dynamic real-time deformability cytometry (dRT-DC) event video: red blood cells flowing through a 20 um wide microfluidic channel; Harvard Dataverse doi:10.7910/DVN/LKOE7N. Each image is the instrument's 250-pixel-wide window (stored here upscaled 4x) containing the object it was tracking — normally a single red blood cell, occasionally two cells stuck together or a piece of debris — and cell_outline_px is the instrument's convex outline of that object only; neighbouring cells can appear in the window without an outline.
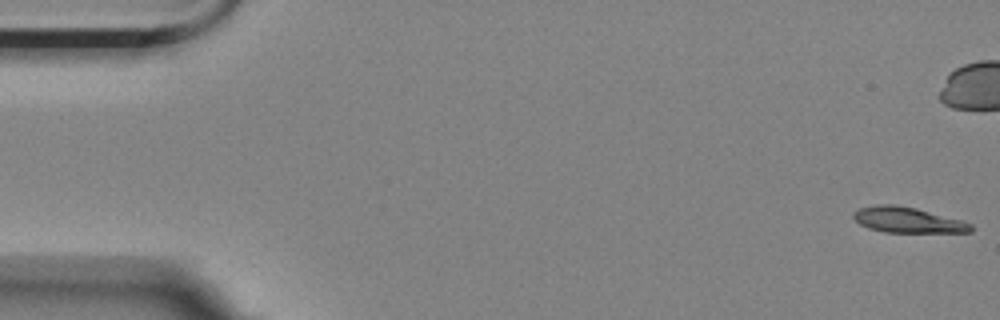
{"species": "Egyptian fruit bat (a non-hibernating species)", "species_latin": "Rousettus aegyptiacus", "temperature_condition": "room temperature", "stored_images_in_passage": 58, "camera_frame_rate_fps": 3000, "um_per_image_px": 0.085, "animal": {"sex": "female"}, "frame": {"image": 1, "passage_image": 1, "time_ms": 0.0, "image_size_px": [1000, 320], "cell_outline_px": [[972, 232], [884, 232], [868, 228], [860, 224], [852, 216], [852, 212], [860, 208], [876, 204], [896, 204], [916, 208], [964, 220], [972, 224]], "centroid_in_image_um": [77.15, 18.69], "position_along_channel_um": 7.8, "area_um2": 17.63}}
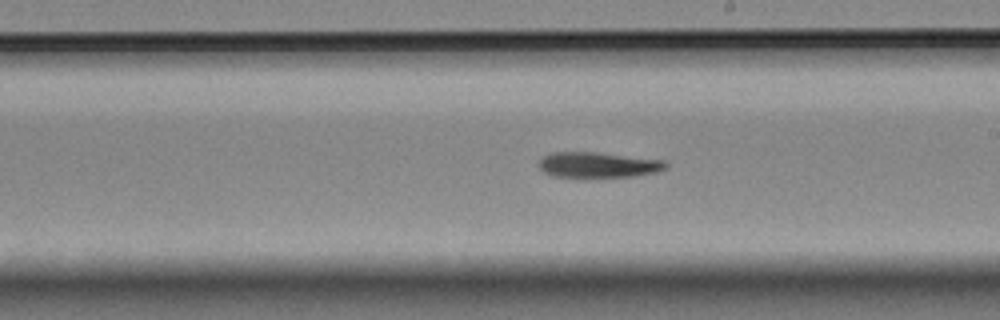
{"frame": {"image": 2, "passage_image": 32, "time_ms": 10.333, "image_size_px": [1000, 320], "cell_outline_px": [[668, 168], [656, 172], [632, 176], [552, 176], [544, 172], [540, 168], [540, 160], [544, 156], [552, 152], [596, 152], [664, 160], [668, 164]], "centroid_in_image_um": [50.87, 14.0], "position_along_channel_um": 238.1, "area_um2": 18.5}}
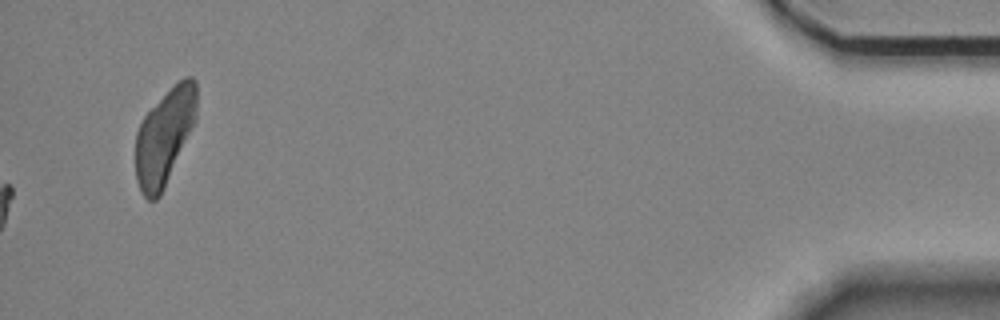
{"frame": {"image": 3, "passage_image": 58, "time_ms": 19.0, "image_size_px": [1000, 320], "cell_outline_px": [[196, 120], [164, 188], [160, 196], [156, 200], [148, 200], [140, 192], [136, 180], [136, 132], [144, 116], [184, 76], [192, 76], [196, 80]], "centroid_in_image_um": [13.98, 11.65], "position_along_channel_um": 421.2, "area_um2": 33.58}, "authors_computed_cell_mechanics": {"area_um2": 18.7272, "velocity_mm_per_s": 3.513, "shape_relaxation_time_tau1_ms": null, "shape_relaxation_time_tau2_ms": 4.7809, "deformation_change_tau1": null, "deformation_change_tau2": 0.1341}}